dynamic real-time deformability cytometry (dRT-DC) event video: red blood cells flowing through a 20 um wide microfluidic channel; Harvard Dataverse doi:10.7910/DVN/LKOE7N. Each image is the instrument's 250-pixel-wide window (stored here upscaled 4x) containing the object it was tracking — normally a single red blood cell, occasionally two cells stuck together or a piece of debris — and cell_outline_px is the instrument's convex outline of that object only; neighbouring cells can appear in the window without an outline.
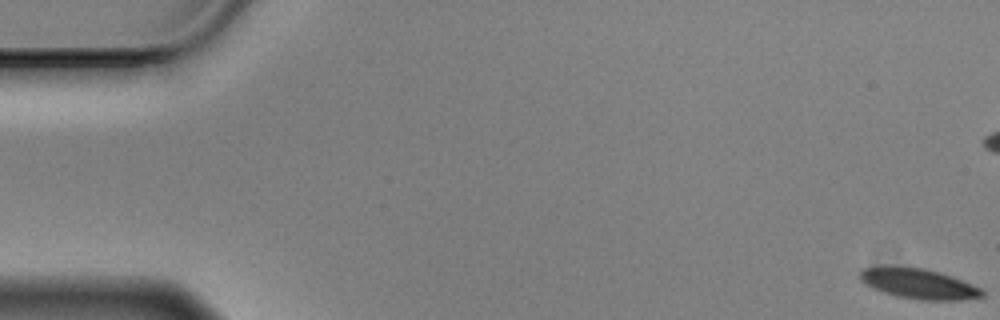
{"species": "Egyptian fruit bat (a non-hibernating species)", "species_latin": "Rousettus aegyptiacus", "temperature_condition": "cold", "stored_images_in_passage": 60, "camera_frame_rate_fps": 3000, "um_per_image_px": 0.085, "animal": {"sex": "male"}, "frame": {"image": 1, "passage_image": 1, "time_ms": 0.0, "image_size_px": [1000, 320], "cell_outline_px": [[984, 296], [960, 300], [920, 300], [896, 296], [872, 288], [860, 280], [860, 272], [864, 268], [920, 268], [940, 272], [980, 288], [984, 292]], "centroid_in_image_um": [78.11, 24.15], "position_along_channel_um": 6.9, "area_um2": 20.75}}
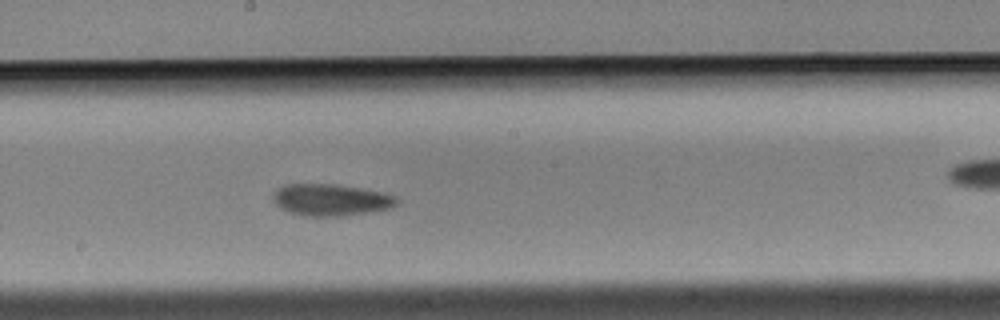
{"frame": {"image": 2, "passage_image": 32, "time_ms": 10.333, "image_size_px": [1000, 320], "cell_outline_px": [[400, 200], [392, 208], [336, 216], [304, 216], [288, 212], [280, 208], [272, 200], [272, 196], [276, 188], [284, 184], [336, 184], [360, 188], [380, 192], [396, 196]], "centroid_in_image_um": [28.07, 16.98], "position_along_channel_um": 220.1, "area_um2": 22.89}}
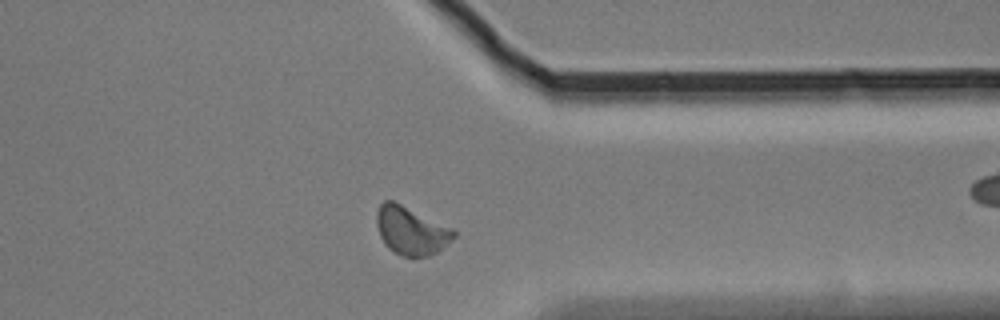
{"frame": {"image": 3, "passage_image": 46, "time_ms": 15.0, "image_size_px": [1000, 320], "cell_outline_px": [[456, 236], [452, 240], [436, 252], [428, 256], [400, 256], [388, 248], [384, 244], [380, 236], [376, 224], [376, 212], [380, 204], [384, 200], [392, 200], [452, 228], [456, 232]], "centroid_in_image_um": [34.91, 19.61], "position_along_channel_um": 376.5, "area_um2": 21.5}, "authors_computed_cell_mechanics": {"area_um2": 21.4438, "velocity_mm_per_s": 3.451, "shape_relaxation_time_tau1_ms": 5.4139, "shape_relaxation_time_tau2_ms": 10.1814, "deformation_change_tau1": 0.0893, "deformation_change_tau2": 0.1625}}